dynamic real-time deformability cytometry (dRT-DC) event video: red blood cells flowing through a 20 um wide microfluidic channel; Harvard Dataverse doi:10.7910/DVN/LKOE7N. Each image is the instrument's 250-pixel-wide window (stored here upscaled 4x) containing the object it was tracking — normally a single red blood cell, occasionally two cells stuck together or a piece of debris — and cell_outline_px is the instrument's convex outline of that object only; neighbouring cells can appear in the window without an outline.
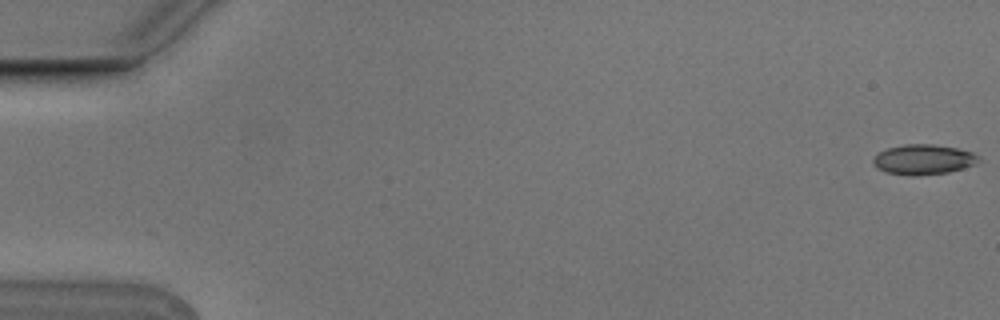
{"species": "Egyptian fruit bat (a non-hibernating species)", "species_latin": "Rousettus aegyptiacus", "temperature_condition": "cold", "stored_images_in_passage": 4, "camera_frame_rate_fps": 3000, "um_per_image_px": 0.085, "animal": {"sex": "male"}, "frame": {"image": 1, "passage_image": 1, "time_ms": 0.0, "image_size_px": [1000, 320], "cell_outline_px": [[980, 160], [964, 168], [948, 172], [916, 176], [888, 172], [876, 168], [872, 160], [880, 152], [888, 148], [904, 144], [932, 144], [956, 148], [972, 152], [980, 156]], "centroid_in_image_um": [78.5, 13.55], "position_along_channel_um": 6.5, "area_um2": 18.26}}